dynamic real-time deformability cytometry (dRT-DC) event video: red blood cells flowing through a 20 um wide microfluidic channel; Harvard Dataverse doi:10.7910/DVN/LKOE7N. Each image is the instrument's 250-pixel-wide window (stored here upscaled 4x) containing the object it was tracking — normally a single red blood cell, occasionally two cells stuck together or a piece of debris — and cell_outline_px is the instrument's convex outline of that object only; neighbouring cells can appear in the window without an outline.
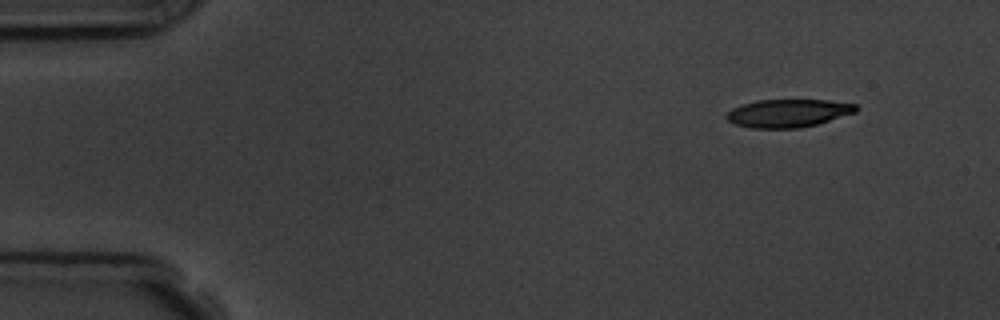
{"species": "common noctule bat (a hibernating species)", "species_latin": "Nyctalus noctula", "temperature_condition": "room temperature", "stored_images_in_passage": 4, "camera_frame_rate_fps": 3000, "um_per_image_px": 0.085, "animal": {"sex": "male", "body_mass_g": 19.5, "forearm_length_mm": 54.6}, "frame": {"image": 1, "passage_image": 1, "time_ms": 0.0, "image_size_px": [1000, 320], "cell_outline_px": [[860, 108], [856, 112], [816, 124], [800, 128], [752, 128], [736, 124], [728, 120], [724, 116], [732, 108], [756, 100], [828, 100], [856, 104]], "centroid_in_image_um": [67.0, 9.61], "position_along_channel_um": 18.0, "area_um2": 21.04}}
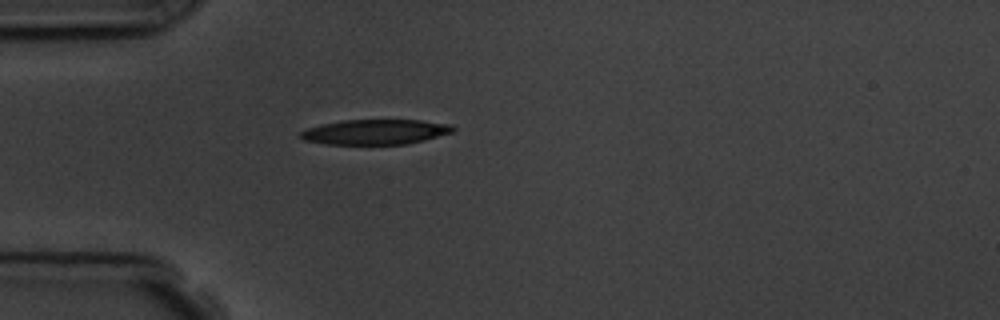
{"frame": {"image": 2, "passage_image": 4, "time_ms": 3.333, "image_size_px": [1000, 320], "cell_outline_px": [[456, 128], [452, 132], [424, 140], [408, 144], [324, 144], [304, 140], [300, 136], [300, 132], [308, 128], [320, 124], [344, 120], [420, 120], [452, 124]], "centroid_in_image_um": [31.91, 11.21], "position_along_channel_um": 53.1, "area_um2": 22.25}}